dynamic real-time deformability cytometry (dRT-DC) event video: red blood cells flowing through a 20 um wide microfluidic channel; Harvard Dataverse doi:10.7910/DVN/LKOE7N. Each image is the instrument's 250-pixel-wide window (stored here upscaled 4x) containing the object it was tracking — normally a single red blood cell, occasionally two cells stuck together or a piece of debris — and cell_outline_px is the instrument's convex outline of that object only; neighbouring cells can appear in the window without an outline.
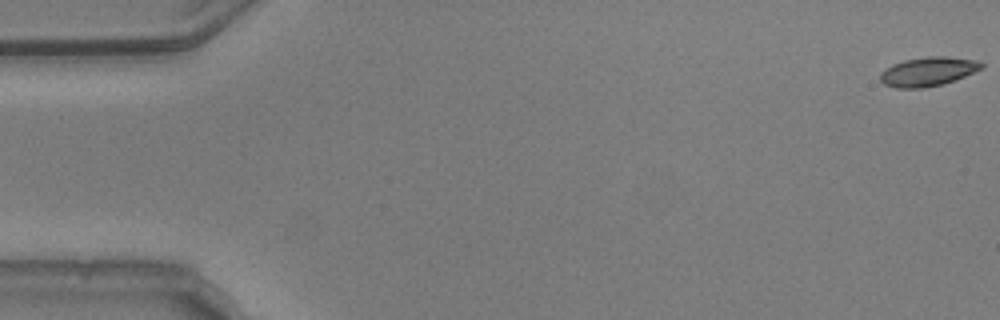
{"species": "common noctule bat (a hibernating species)", "species_latin": "Nyctalus noctula", "temperature_condition": "warm", "stored_images_in_passage": 55, "camera_frame_rate_fps": 3000, "um_per_image_px": 0.085, "animal": {"sex": "male", "body_mass_g": 20.5, "forearm_length_mm": 52.5}, "frame": {"image": 1, "passage_image": 1, "time_ms": 0.0, "image_size_px": [1000, 320], "cell_outline_px": [[984, 68], [944, 84], [924, 88], [896, 88], [884, 84], [880, 80], [880, 72], [884, 68], [892, 64], [904, 60], [928, 56], [948, 56], [976, 60], [984, 64]], "centroid_in_image_um": [78.87, 6.08], "position_along_channel_um": 6.1, "area_um2": 17.34}}
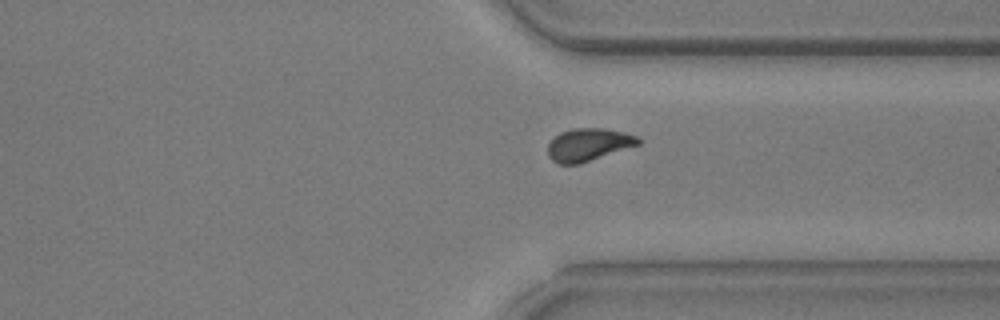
{"frame": {"image": 2, "passage_image": 41, "time_ms": 13.333, "image_size_px": [1000, 320], "cell_outline_px": [[640, 144], [580, 164], [560, 164], [552, 160], [548, 156], [548, 144], [560, 132], [572, 128], [604, 128], [624, 132], [640, 136]], "centroid_in_image_um": [50.03, 12.29], "position_along_channel_um": 361.4, "area_um2": 17.28}}
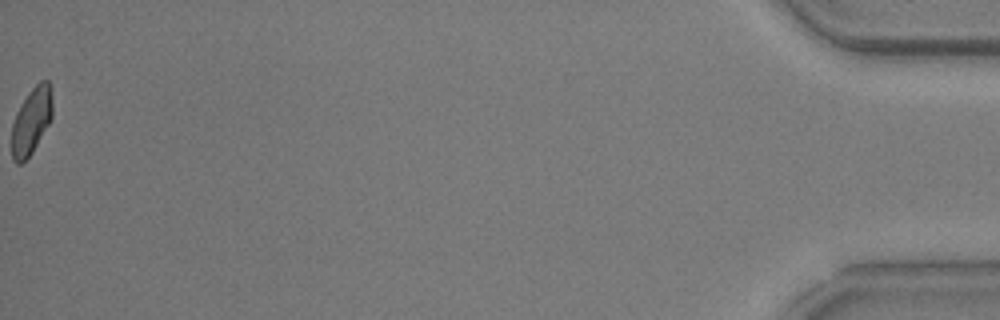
{"frame": {"image": 3, "passage_image": 55, "time_ms": 18.0, "image_size_px": [1000, 320], "cell_outline_px": [[52, 116], [48, 124], [32, 152], [20, 164], [16, 164], [12, 160], [12, 124], [16, 112], [20, 104], [28, 92], [40, 80], [48, 80], [52, 96]], "centroid_in_image_um": [2.65, 10.26], "position_along_channel_um": 432.5, "area_um2": 15.72}, "authors_computed_cell_mechanics": {"area_um2": 17.051, "velocity_mm_per_s": 3.7543, "shape_relaxation_time_tau1_ms": 7.1135, "shape_relaxation_time_tau2_ms": 1.7221, "deformation_change_tau1": 0.1911, "deformation_change_tau2": 0.0699}}